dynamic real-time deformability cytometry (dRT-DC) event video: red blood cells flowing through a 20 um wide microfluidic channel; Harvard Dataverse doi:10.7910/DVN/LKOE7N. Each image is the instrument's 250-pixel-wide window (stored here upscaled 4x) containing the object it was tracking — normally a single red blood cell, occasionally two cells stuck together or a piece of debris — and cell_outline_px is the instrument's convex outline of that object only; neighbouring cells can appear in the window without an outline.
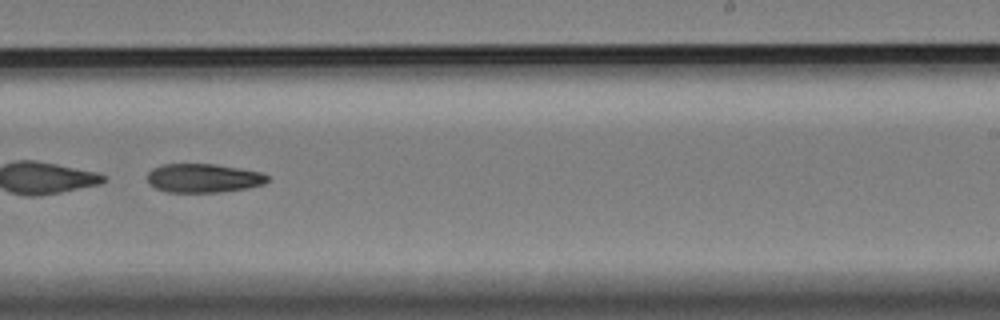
{"species": "Egyptian fruit bat (a non-hibernating species)", "species_latin": "Rousettus aegyptiacus", "temperature_condition": "cold", "stored_images_in_passage": 32, "camera_frame_rate_fps": 3000, "um_per_image_px": 0.085, "animal": {"sex": "female"}, "frame": {"image": 1, "passage_image": 22, "time_ms": 7.0, "image_size_px": [1000, 320], "cell_outline_px": [[268, 180], [264, 184], [248, 188], [220, 192], [168, 192], [156, 188], [148, 180], [148, 172], [152, 168], [160, 164], [216, 164], [240, 168], [260, 172], [268, 176]], "centroid_in_image_um": [17.3, 15.13], "position_along_channel_um": 271.7, "area_um2": 20.17}}